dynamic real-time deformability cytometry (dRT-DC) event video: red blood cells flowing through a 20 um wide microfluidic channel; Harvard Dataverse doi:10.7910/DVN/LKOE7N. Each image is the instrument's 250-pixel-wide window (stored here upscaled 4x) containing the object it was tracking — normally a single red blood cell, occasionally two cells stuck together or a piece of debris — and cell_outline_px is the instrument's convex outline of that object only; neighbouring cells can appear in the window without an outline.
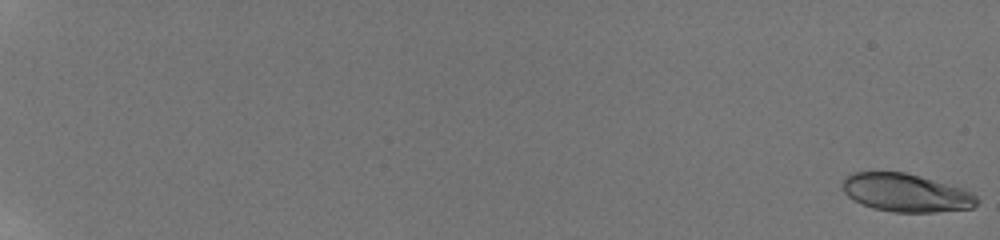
{"species": "human", "species_latin": "Homo sapiens", "temperature_condition": "room temperature", "stored_images_in_passage": 59, "camera_frame_rate_fps": 3000, "um_per_image_px": 0.085, "donor": {"sex": "male"}, "frame": {"image": 1, "passage_image": 1, "time_ms": 0.0, "image_size_px": [1000, 240], "cell_outline_px": [[980, 200], [972, 208], [936, 212], [892, 212], [872, 208], [848, 196], [840, 188], [844, 176], [852, 172], [904, 172], [920, 176], [964, 188], [972, 192]], "centroid_in_image_um": [77.0, 16.38], "position_along_channel_um": 8.0, "area_um2": 30.06}}
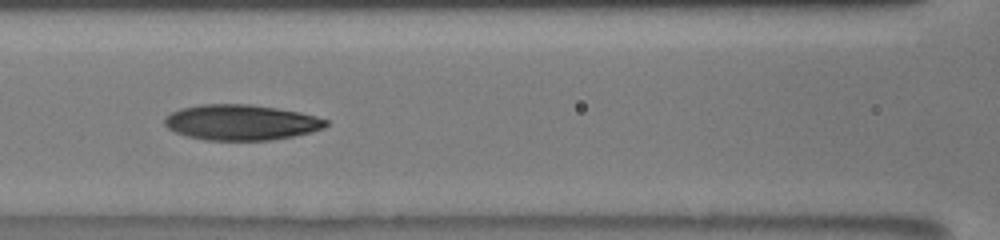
{"frame": {"image": 2, "passage_image": 32, "time_ms": 10.333, "image_size_px": [1000, 240], "cell_outline_px": [[328, 124], [324, 128], [312, 132], [272, 140], [204, 140], [188, 136], [176, 132], [168, 128], [164, 124], [164, 116], [180, 108], [200, 104], [248, 104], [276, 108], [300, 112], [316, 116], [328, 120]], "centroid_in_image_um": [20.49, 10.4], "position_along_channel_um": 146.1, "area_um2": 33.47}}
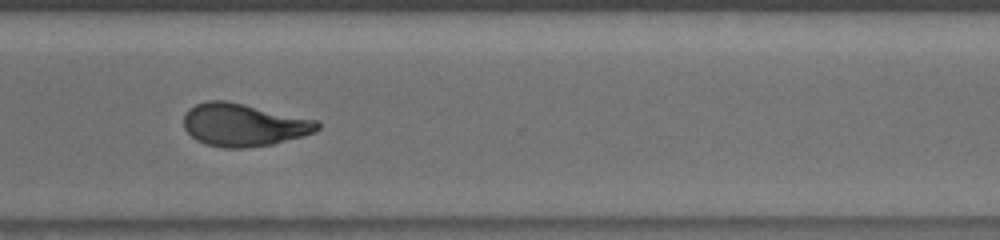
{"frame": {"image": 3, "passage_image": 48, "time_ms": 15.667, "image_size_px": [1000, 240], "cell_outline_px": [[320, 128], [304, 136], [272, 144], [244, 148], [224, 148], [204, 144], [196, 140], [184, 128], [184, 116], [188, 108], [196, 104], [208, 100], [224, 100], [244, 104], [316, 120], [320, 124]], "centroid_in_image_um": [20.67, 10.62], "position_along_channel_um": 349.9, "area_um2": 33.18}, "authors_computed_cell_mechanics": {"area_um2": 32.1946, "velocity_mm_per_s": 3.8303, "shape_relaxation_time_tau1_ms": 7.264, "shape_relaxation_time_tau2_ms": 2.4307, "deformation_change_tau1": 0.2301, "deformation_change_tau2": 0.0922}}